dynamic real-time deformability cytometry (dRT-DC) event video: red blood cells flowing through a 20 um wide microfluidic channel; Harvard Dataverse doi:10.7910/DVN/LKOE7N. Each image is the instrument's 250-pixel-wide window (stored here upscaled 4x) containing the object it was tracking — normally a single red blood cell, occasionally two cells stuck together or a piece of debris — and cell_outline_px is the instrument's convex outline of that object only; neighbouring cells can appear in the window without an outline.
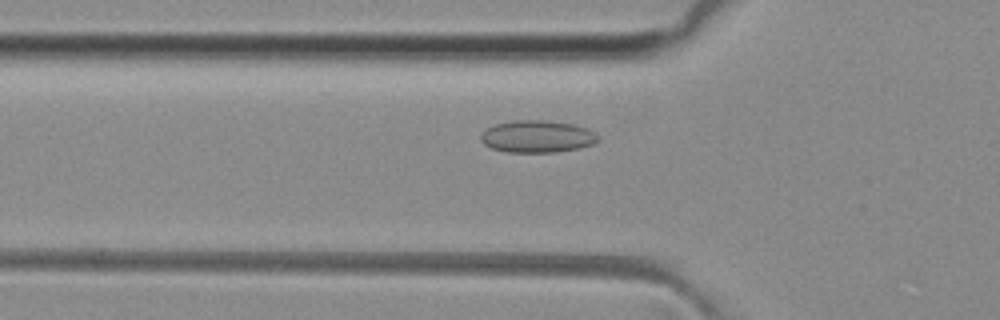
{"species": "common noctule bat (a hibernating species)", "species_latin": "Nyctalus noctula", "temperature_condition": "room temperature", "stored_images_in_passage": 44, "camera_frame_rate_fps": 3000, "um_per_image_px": 0.085, "animal": {"sex": "female", "body_mass_g": 29.2, "forearm_length_mm": 56.3}, "frame": {"image": 1, "passage_image": 10, "time_ms": 3.0, "image_size_px": [1000, 320], "cell_outline_px": [[600, 140], [592, 144], [580, 148], [556, 152], [504, 152], [492, 148], [484, 144], [480, 140], [480, 136], [488, 128], [496, 124], [512, 120], [544, 120], [572, 124], [588, 128], [596, 132], [600, 136]], "centroid_in_image_um": [45.7, 11.6], "position_along_channel_um": 80.1, "area_um2": 22.14}}
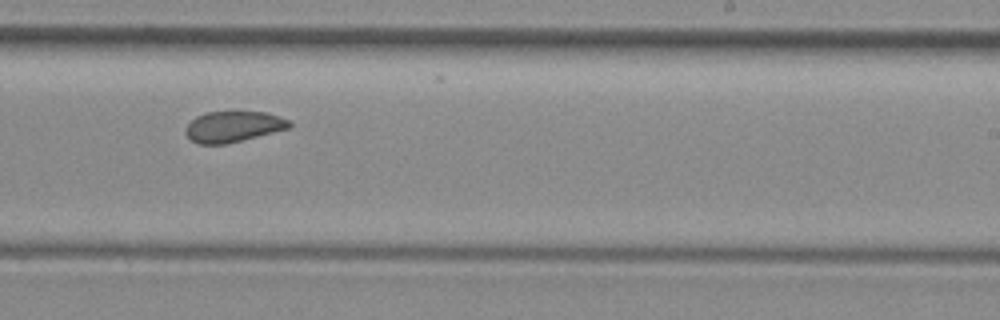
{"frame": {"image": 2, "passage_image": 24, "time_ms": 7.667, "image_size_px": [1000, 320], "cell_outline_px": [[292, 124], [288, 128], [224, 144], [196, 144], [184, 132], [184, 128], [196, 116], [208, 112], [264, 112], [288, 120]], "centroid_in_image_um": [19.75, 10.76], "position_along_channel_um": 269.2, "area_um2": 18.21}}
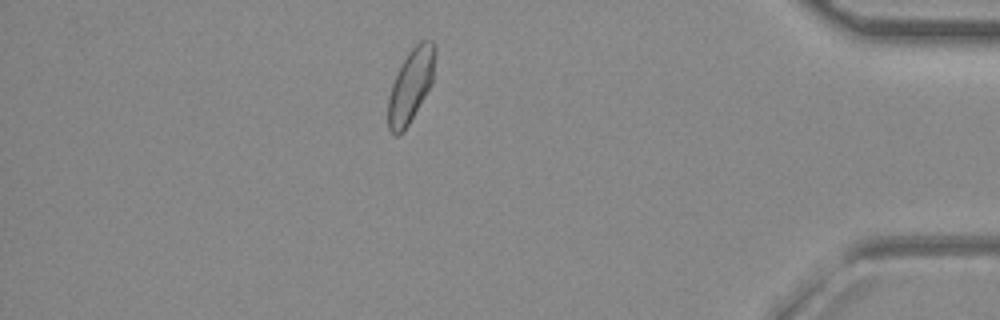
{"frame": {"image": 3, "passage_image": 37, "time_ms": 12.0, "image_size_px": [1000, 320], "cell_outline_px": [[436, 52], [432, 84], [404, 132], [400, 136], [396, 136], [388, 128], [388, 96], [392, 84], [408, 52], [420, 40], [432, 40], [436, 44]], "centroid_in_image_um": [34.93, 7.27], "position_along_channel_um": 400.3, "area_um2": 20.11}, "authors_computed_cell_mechanics": {"area_um2": 20.0855, "velocity_mm_per_s": 4.0463, "shape_relaxation_time_tau1_ms": null, "shape_relaxation_time_tau2_ms": 1.416, "deformation_change_tau1": null, "deformation_change_tau2": 0.0482}}